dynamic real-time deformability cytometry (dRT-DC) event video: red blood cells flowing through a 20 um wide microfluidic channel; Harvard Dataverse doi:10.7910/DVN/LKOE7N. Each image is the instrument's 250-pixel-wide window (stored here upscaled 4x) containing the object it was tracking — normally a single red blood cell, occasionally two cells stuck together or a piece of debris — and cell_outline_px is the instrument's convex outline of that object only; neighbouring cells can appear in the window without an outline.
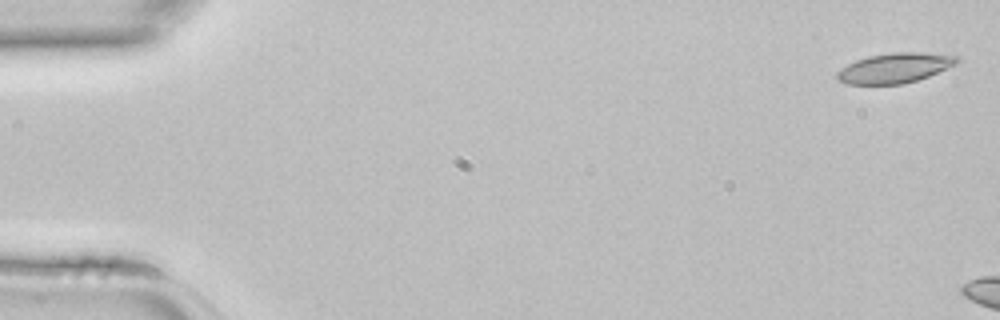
{"species": "common noctule bat (a hibernating species)", "species_latin": "Nyctalus noctula", "temperature_condition": "room temperature", "stored_images_in_passage": 6, "camera_frame_rate_fps": 3000, "um_per_image_px": 0.085, "animal": {"sex": "female", "body_mass_g": 22.7, "forearm_length_mm": 54.2}, "frame": {"image": 1, "passage_image": 1, "time_ms": 0.0, "image_size_px": [1000, 320], "cell_outline_px": [[960, 60], [956, 64], [928, 76], [904, 84], [844, 84], [836, 80], [836, 72], [848, 64], [856, 60], [868, 56], [892, 52], [920, 52], [956, 56]], "centroid_in_image_um": [76.01, 5.78], "position_along_channel_um": 9.0, "area_um2": 20.87}}